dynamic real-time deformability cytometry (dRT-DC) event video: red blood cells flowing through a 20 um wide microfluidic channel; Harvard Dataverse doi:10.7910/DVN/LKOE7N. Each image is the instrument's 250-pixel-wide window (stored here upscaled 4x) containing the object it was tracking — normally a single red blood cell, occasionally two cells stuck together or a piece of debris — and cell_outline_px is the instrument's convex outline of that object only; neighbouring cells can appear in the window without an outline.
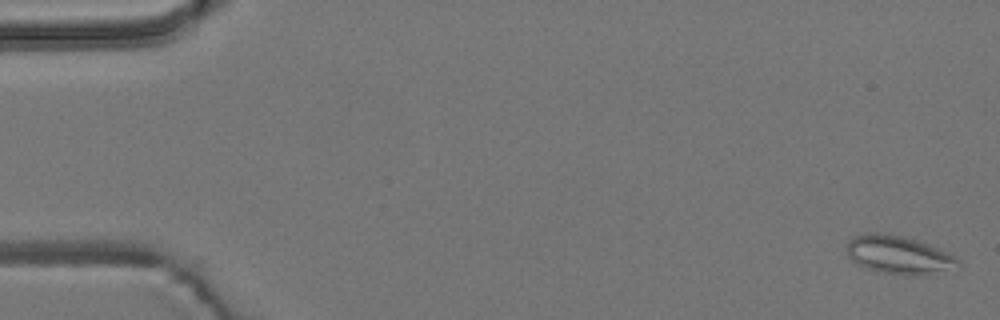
{"species": "common noctule bat (a hibernating species)", "species_latin": "Nyctalus noctula", "temperature_condition": "room temperature", "stored_images_in_passage": 6, "camera_frame_rate_fps": 3000, "um_per_image_px": 0.085, "animal": {"sex": "male", "body_mass_g": 19.2, "forearm_length_mm": 51.8}, "frame": {"image": 1, "passage_image": 1, "time_ms": 0.0, "image_size_px": [1000, 320], "cell_outline_px": [[960, 264], [920, 276], [916, 276], [884, 272], [868, 268], [852, 260], [848, 256], [848, 240], [852, 236], [868, 232], [884, 232], [904, 236], [928, 244], [956, 256], [960, 260]], "centroid_in_image_um": [76.35, 21.62], "position_along_channel_um": 8.7, "area_um2": 24.33}}
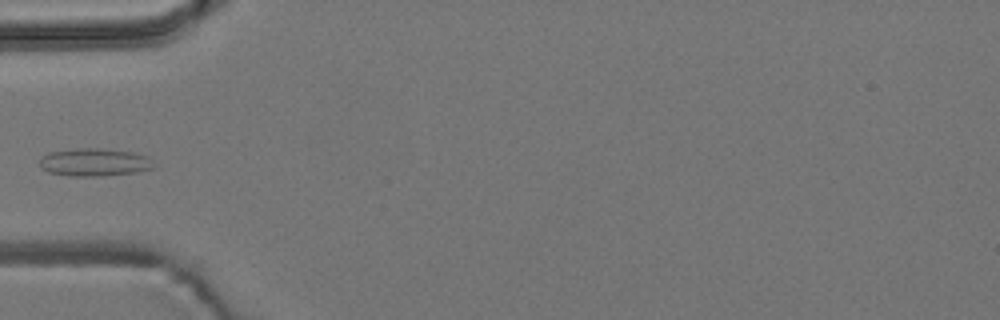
{"frame": {"image": 2, "passage_image": 6, "time_ms": 5.667, "image_size_px": [1000, 320], "cell_outline_px": [[156, 168], [136, 172], [100, 176], [68, 176], [48, 172], [40, 168], [40, 156], [48, 152], [76, 148], [100, 148], [132, 152], [148, 156]], "centroid_in_image_um": [7.99, 13.79], "position_along_channel_um": 77.0, "area_um2": 18.73}}